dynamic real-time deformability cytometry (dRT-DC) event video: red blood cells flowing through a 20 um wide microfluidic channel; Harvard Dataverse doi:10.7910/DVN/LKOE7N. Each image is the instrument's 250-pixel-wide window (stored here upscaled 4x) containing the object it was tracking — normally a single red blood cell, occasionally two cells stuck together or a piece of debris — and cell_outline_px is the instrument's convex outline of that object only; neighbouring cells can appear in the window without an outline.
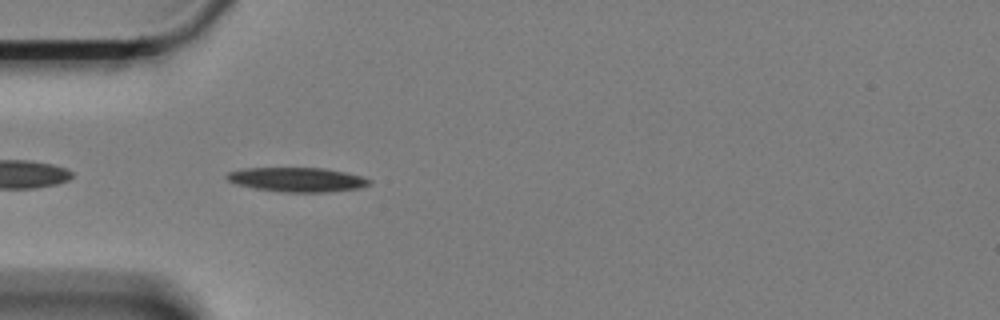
{"species": "Egyptian fruit bat (a non-hibernating species)", "species_latin": "Rousettus aegyptiacus", "temperature_condition": "cold", "stored_images_in_passage": 45, "camera_frame_rate_fps": 3000, "um_per_image_px": 0.085, "animal": {"sex": "female"}, "frame": {"image": 1, "passage_image": 3, "time_ms": 0.667, "image_size_px": [1000, 320], "cell_outline_px": [[372, 184], [360, 188], [328, 192], [280, 192], [252, 188], [236, 184], [228, 180], [224, 176], [228, 172], [244, 168], [324, 168], [364, 176], [372, 180]], "centroid_in_image_um": [25.28, 15.27], "position_along_channel_um": 59.7, "area_um2": 20.46}}
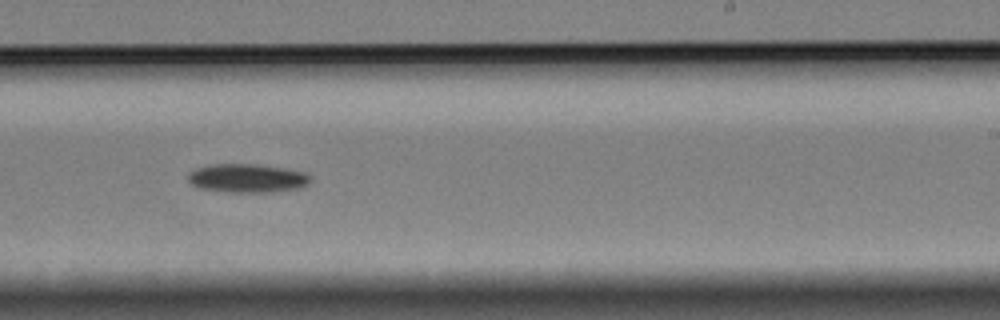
{"frame": {"image": 2, "passage_image": 22, "time_ms": 7.0, "image_size_px": [1000, 320], "cell_outline_px": [[312, 180], [308, 184], [300, 188], [272, 192], [224, 192], [200, 188], [192, 184], [188, 180], [188, 172], [196, 168], [212, 164], [256, 164], [284, 168], [304, 172], [312, 176]], "centroid_in_image_um": [21.03, 15.15], "position_along_channel_um": 268.0, "area_um2": 20.63}}
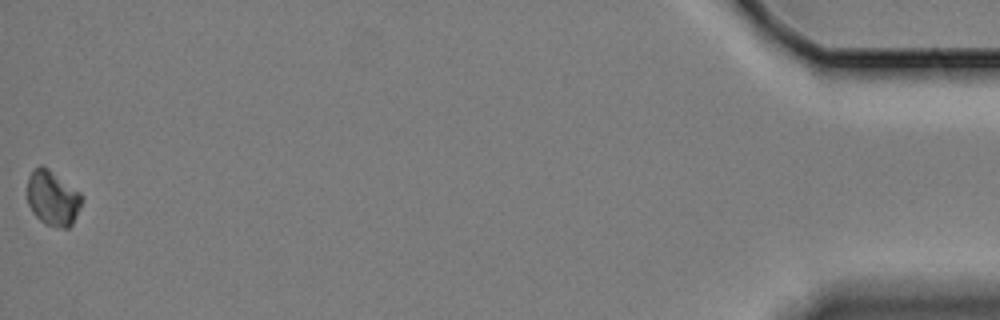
{"frame": {"image": 3, "passage_image": 45, "time_ms": 14.667, "image_size_px": [1000, 320], "cell_outline_px": [[84, 200], [72, 224], [68, 228], [64, 228], [44, 224], [32, 212], [28, 204], [28, 176], [40, 164], [44, 164], [80, 192]], "centroid_in_image_um": [4.49, 16.83], "position_along_channel_um": 430.7, "area_um2": 17.63}, "authors_computed_cell_mechanics": {"area_um2": 19.5942, "velocity_mm_per_s": 3.3272, "shape_relaxation_time_tau1_ms": 1.7379, "shape_relaxation_time_tau2_ms": null, "deformation_change_tau1": 0.0828, "deformation_change_tau2": null}}